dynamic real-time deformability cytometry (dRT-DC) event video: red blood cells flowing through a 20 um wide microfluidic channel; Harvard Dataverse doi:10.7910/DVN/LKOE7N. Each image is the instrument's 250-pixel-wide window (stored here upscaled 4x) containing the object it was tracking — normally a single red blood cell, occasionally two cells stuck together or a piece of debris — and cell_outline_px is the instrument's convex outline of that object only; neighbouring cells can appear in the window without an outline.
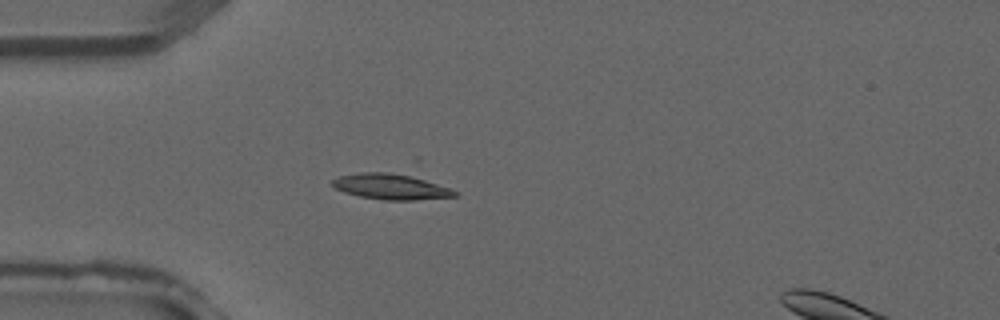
{"species": "common noctule bat (a hibernating species)", "species_latin": "Nyctalus noctula", "temperature_condition": "warm", "stored_images_in_passage": 4, "camera_frame_rate_fps": 3000, "um_per_image_px": 0.085, "animal": {"sex": "male", "forearm_length_mm": 52.5}, "frame": {"image": 1, "passage_image": 3, "time_ms": 0.667, "image_size_px": [1000, 320], "cell_outline_px": [[456, 196], [412, 200], [384, 200], [360, 196], [344, 192], [336, 188], [332, 184], [332, 180], [340, 176], [360, 172], [388, 172], [416, 176], [452, 188], [456, 192]], "centroid_in_image_um": [33.25, 15.85], "position_along_channel_um": 51.7, "area_um2": 18.26}}